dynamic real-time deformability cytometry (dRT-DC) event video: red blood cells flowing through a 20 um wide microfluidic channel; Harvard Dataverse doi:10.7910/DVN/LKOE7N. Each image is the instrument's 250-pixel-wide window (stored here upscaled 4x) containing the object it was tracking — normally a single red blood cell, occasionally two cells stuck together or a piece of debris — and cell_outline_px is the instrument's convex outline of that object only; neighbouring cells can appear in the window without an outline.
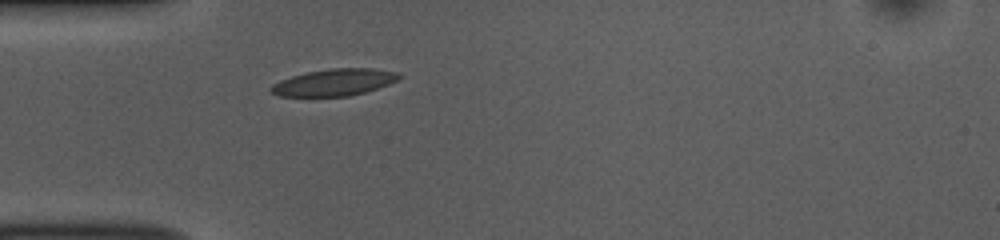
{"species": "common noctule bat (a hibernating species)", "species_latin": "Nyctalus noctula", "temperature_condition": "room temperature", "stored_images_in_passage": 39, "camera_frame_rate_fps": 3000, "um_per_image_px": 0.085, "animal": {"sex": "female", "body_mass_g": 10.0, "forearm_length_mm": 53.1}, "frame": {"image": 1, "passage_image": 1, "time_ms": 0.0, "image_size_px": [1000, 240], "cell_outline_px": [[404, 76], [388, 84], [364, 92], [348, 96], [280, 96], [272, 92], [268, 88], [272, 84], [280, 80], [304, 72], [332, 68], [372, 68], [396, 72]], "centroid_in_image_um": [28.38, 6.99], "position_along_channel_um": 56.6, "area_um2": 19.94}}
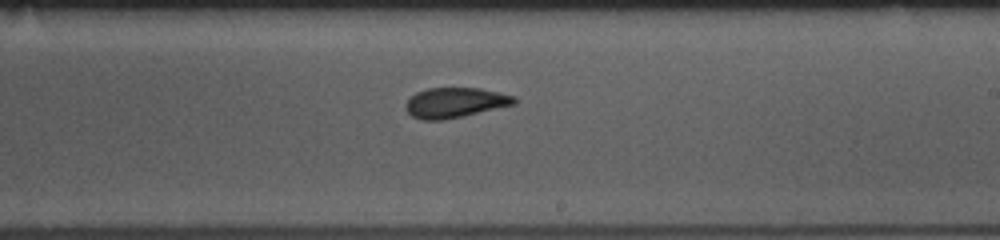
{"frame": {"image": 2, "passage_image": 17, "time_ms": 5.333, "image_size_px": [1000, 240], "cell_outline_px": [[516, 104], [464, 116], [444, 120], [420, 120], [412, 116], [404, 108], [404, 104], [416, 92], [428, 88], [480, 88], [516, 96]], "centroid_in_image_um": [38.67, 8.73], "position_along_channel_um": 250.3, "area_um2": 19.19}}
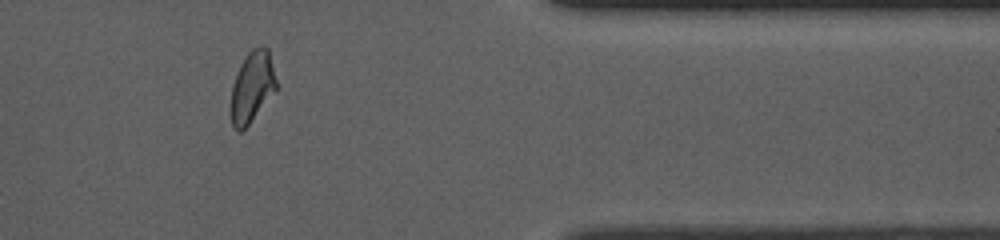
{"frame": {"image": 3, "passage_image": 30, "time_ms": 9.667, "image_size_px": [1000, 240], "cell_outline_px": [[276, 88], [248, 124], [240, 132], [236, 132], [232, 128], [228, 112], [232, 84], [240, 64], [244, 56], [252, 48], [264, 44], [268, 48], [276, 80]], "centroid_in_image_um": [21.35, 7.39], "position_along_channel_um": 390.0, "area_um2": 19.02}, "authors_computed_cell_mechanics": {"area_um2": 19.4208, "velocity_mm_per_s": 3.7122, "shape_relaxation_time_tau1_ms": 7.0801, "shape_relaxation_time_tau2_ms": 1.7302, "deformation_change_tau1": 0.1467, "deformation_change_tau2": 0.0664}}